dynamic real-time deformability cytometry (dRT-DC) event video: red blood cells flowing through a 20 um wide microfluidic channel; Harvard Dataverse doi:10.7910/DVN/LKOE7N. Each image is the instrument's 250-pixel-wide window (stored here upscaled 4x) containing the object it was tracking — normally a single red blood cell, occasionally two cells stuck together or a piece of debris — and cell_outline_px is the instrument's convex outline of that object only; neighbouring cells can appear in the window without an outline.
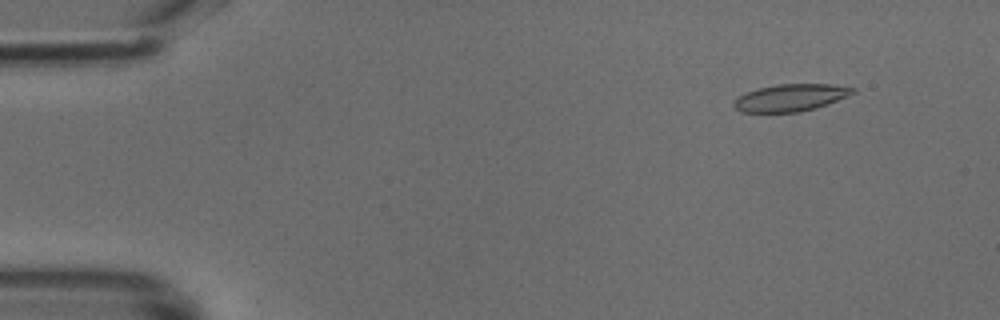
{"species": "common noctule bat (a hibernating species)", "species_latin": "Nyctalus noctula", "temperature_condition": "cold", "stored_images_in_passage": 49, "camera_frame_rate_fps": 3000, "um_per_image_px": 0.085, "animal": {"sex": "male", "body_mass_g": 18.8}, "frame": {"image": 1, "passage_image": 5, "time_ms": 1.333, "image_size_px": [1000, 320], "cell_outline_px": [[856, 92], [848, 96], [816, 108], [796, 112], [740, 112], [732, 104], [740, 96], [756, 88], [776, 84], [832, 84], [856, 88]], "centroid_in_image_um": [67.22, 8.29], "position_along_channel_um": 17.8, "area_um2": 18.73}}
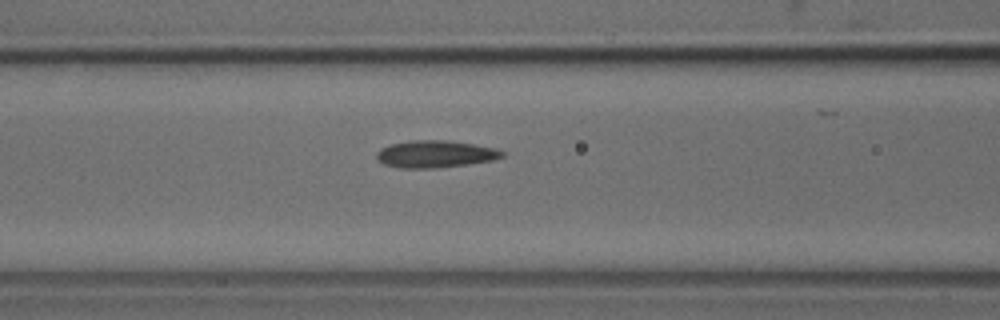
{"frame": {"image": 2, "passage_image": 20, "time_ms": 6.333, "image_size_px": [1000, 320], "cell_outline_px": [[504, 156], [492, 160], [468, 164], [436, 168], [400, 168], [384, 164], [376, 160], [376, 152], [380, 148], [392, 144], [416, 140], [448, 140], [496, 148], [504, 152]], "centroid_in_image_um": [36.98, 13.1], "position_along_channel_um": 129.6, "area_um2": 19.83}}
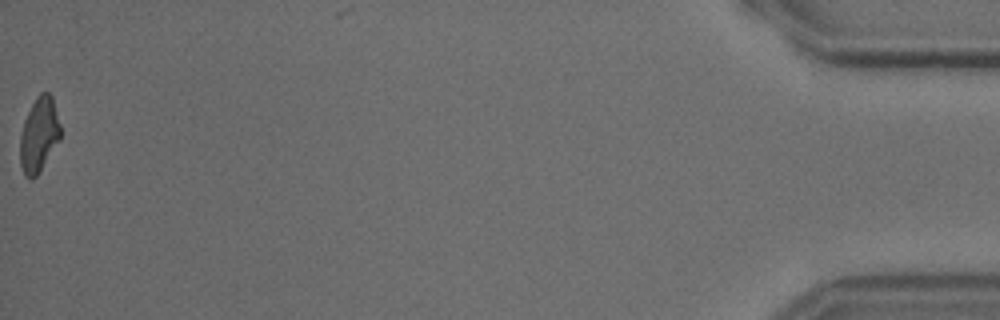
{"frame": {"image": 3, "passage_image": 49, "time_ms": 16.0, "image_size_px": [1000, 320], "cell_outline_px": [[60, 140], [40, 172], [32, 180], [28, 180], [24, 176], [20, 164], [20, 136], [24, 120], [36, 96], [40, 92], [48, 92], [52, 96], [60, 124]], "centroid_in_image_um": [3.31, 11.49], "position_along_channel_um": 431.9, "area_um2": 17.8}}